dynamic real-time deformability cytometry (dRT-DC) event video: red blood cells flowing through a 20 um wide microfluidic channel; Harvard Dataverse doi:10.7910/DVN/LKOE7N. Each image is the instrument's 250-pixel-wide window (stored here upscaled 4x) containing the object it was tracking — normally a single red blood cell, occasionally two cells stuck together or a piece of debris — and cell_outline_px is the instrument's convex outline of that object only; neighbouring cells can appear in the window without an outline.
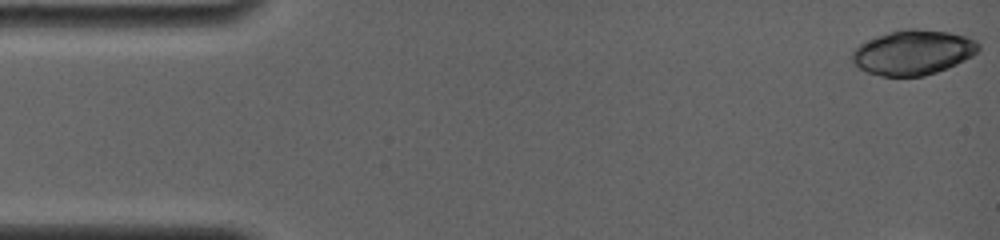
{"species": "common noctule bat (a hibernating species)", "species_latin": "Nyctalus noctula", "temperature_condition": "room temperature", "stored_images_in_passage": 13, "camera_frame_rate_fps": 4000, "um_per_image_px": 0.085, "animal": {"sex": "female", "body_mass_g": 19.0, "forearm_length_mm": 56.7}, "frame": {"image": 1, "passage_image": 1, "time_ms": 0.0, "image_size_px": [1000, 240], "cell_outline_px": [[980, 48], [972, 56], [948, 68], [924, 76], [880, 76], [868, 72], [860, 68], [852, 60], [852, 52], [860, 44], [876, 36], [888, 32], [904, 28], [916, 28], [948, 32], [964, 36], [976, 40], [980, 44]], "centroid_in_image_um": [77.62, 4.45], "position_along_channel_um": 7.4, "area_um2": 32.95}}